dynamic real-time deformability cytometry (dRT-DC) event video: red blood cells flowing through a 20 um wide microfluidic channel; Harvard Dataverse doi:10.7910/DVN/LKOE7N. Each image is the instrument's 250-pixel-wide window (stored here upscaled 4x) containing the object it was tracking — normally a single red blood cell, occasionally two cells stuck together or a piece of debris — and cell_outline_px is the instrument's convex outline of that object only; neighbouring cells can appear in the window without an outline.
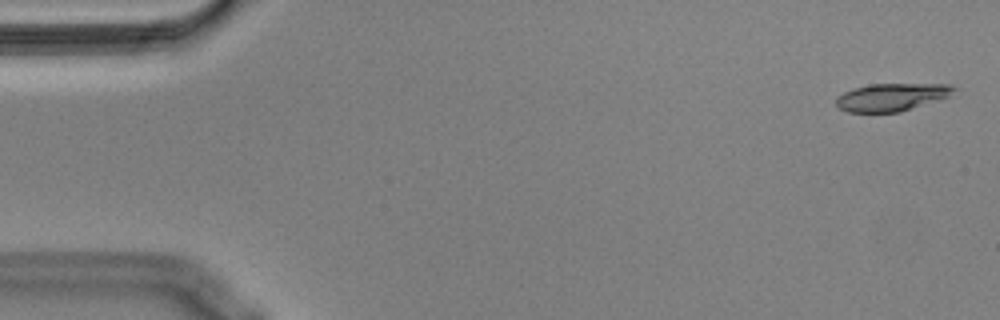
{"species": "Egyptian fruit bat (a non-hibernating species)", "species_latin": "Rousettus aegyptiacus", "temperature_condition": "cold", "stored_images_in_passage": 56, "camera_frame_rate_fps": 3000, "um_per_image_px": 0.085, "animal": {"sex": "male"}, "frame": {"image": 1, "passage_image": 2, "time_ms": 0.333, "image_size_px": [1000, 320], "cell_outline_px": [[956, 88], [948, 96], [940, 100], [900, 112], [848, 112], [840, 108], [836, 104], [836, 96], [844, 92], [856, 88], [872, 84], [952, 84]], "centroid_in_image_um": [75.8, 8.26], "position_along_channel_um": 9.2, "area_um2": 18.9}}
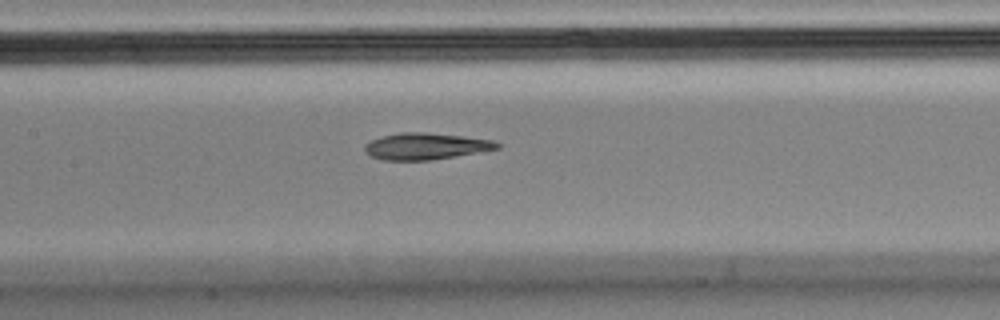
{"frame": {"image": 2, "passage_image": 26, "time_ms": 8.333, "image_size_px": [1000, 320], "cell_outline_px": [[500, 148], [432, 160], [384, 160], [372, 156], [364, 152], [364, 144], [380, 136], [400, 132], [424, 132], [460, 136], [492, 140], [500, 144]], "centroid_in_image_um": [36.13, 12.43], "position_along_channel_um": 171.3, "area_um2": 20.35}}
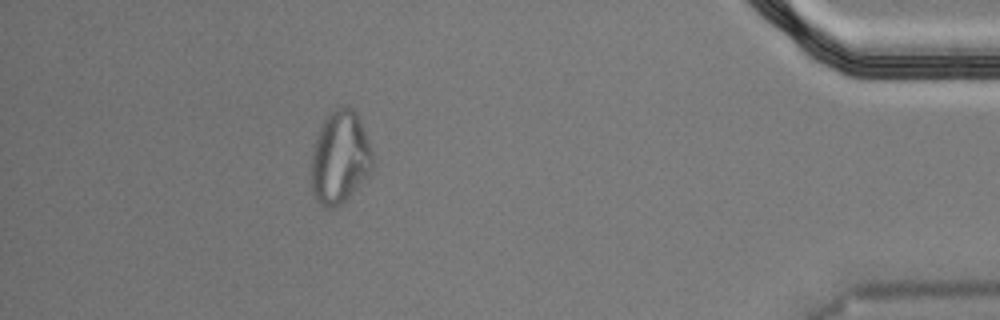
{"frame": {"image": 3, "passage_image": 50, "time_ms": 16.333, "image_size_px": [1000, 320], "cell_outline_px": [[372, 172], [340, 204], [332, 208], [328, 208], [320, 204], [316, 200], [312, 192], [312, 152], [316, 136], [324, 120], [336, 108], [344, 104], [352, 108], [356, 112], [360, 120], [372, 152]], "centroid_in_image_um": [28.89, 13.37], "position_along_channel_um": 406.3, "area_um2": 32.77}, "authors_computed_cell_mechanics": {"area_um2": 20.808, "velocity_mm_per_s": 3.5775, "shape_relaxation_time_tau1_ms": null, "shape_relaxation_time_tau2_ms": 5.7824, "deformation_change_tau1": null, "deformation_change_tau2": 0.1339}}